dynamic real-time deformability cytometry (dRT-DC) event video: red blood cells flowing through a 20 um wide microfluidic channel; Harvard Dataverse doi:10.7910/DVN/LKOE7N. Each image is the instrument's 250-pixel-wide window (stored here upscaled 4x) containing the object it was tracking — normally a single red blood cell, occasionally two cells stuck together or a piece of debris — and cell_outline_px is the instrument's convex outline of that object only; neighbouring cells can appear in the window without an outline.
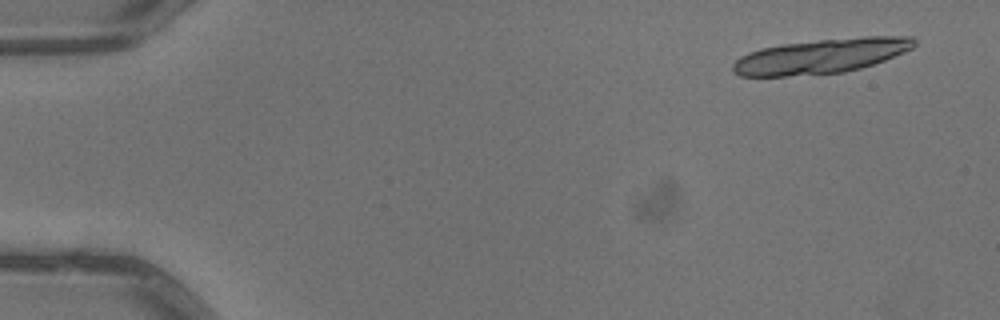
{"species": "common noctule bat (a hibernating species)", "species_latin": "Nyctalus noctula", "temperature_condition": "warm", "stored_images_in_passage": 8, "camera_frame_rate_fps": 3000, "um_per_image_px": 0.085, "animal": {"sex": "male", "body_mass_g": 13.3}, "frame": {"image": 1, "passage_image": 1, "time_ms": 0.0, "image_size_px": [1000, 320], "cell_outline_px": [[916, 44], [912, 48], [904, 52], [884, 60], [860, 68], [844, 72], [788, 76], [740, 76], [732, 72], [732, 64], [740, 56], [748, 52], [760, 48], [784, 44], [820, 40], [864, 36], [912, 36], [916, 40]], "centroid_in_image_um": [69.78, 4.77], "position_along_channel_um": 15.2, "area_um2": 36.59}}
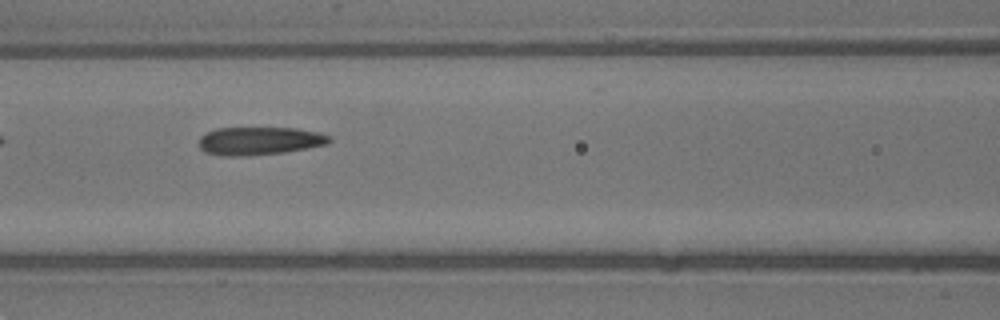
{"frame": {"image": 2, "passage_image": 6, "time_ms": 1.667, "image_size_px": [1000, 320], "cell_outline_px": [[332, 140], [328, 144], [284, 152], [248, 156], [220, 156], [204, 152], [200, 148], [200, 136], [216, 128], [296, 128], [320, 132], [332, 136]], "centroid_in_image_um": [22.08, 11.98], "position_along_channel_um": 144.5, "area_um2": 21.5}}
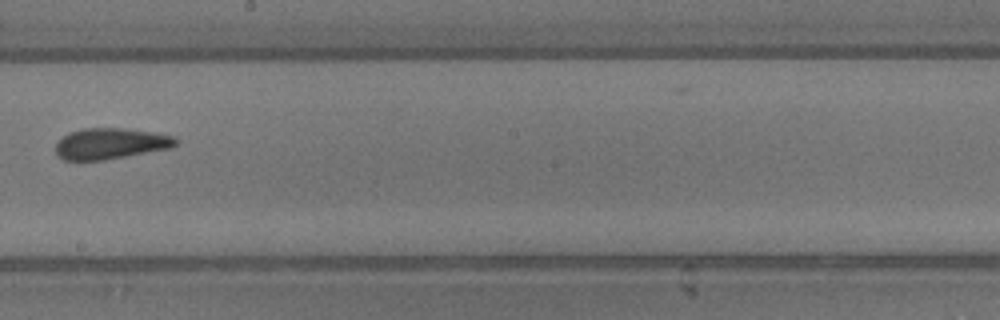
{"frame": {"image": 3, "passage_image": 8, "time_ms": 2.333, "image_size_px": [1000, 320], "cell_outline_px": [[180, 140], [172, 148], [104, 160], [64, 160], [56, 156], [56, 144], [68, 132], [84, 128], [124, 128], [156, 132], [176, 136]], "centroid_in_image_um": [9.44, 12.2], "position_along_channel_um": 238.8, "area_um2": 21.96}}